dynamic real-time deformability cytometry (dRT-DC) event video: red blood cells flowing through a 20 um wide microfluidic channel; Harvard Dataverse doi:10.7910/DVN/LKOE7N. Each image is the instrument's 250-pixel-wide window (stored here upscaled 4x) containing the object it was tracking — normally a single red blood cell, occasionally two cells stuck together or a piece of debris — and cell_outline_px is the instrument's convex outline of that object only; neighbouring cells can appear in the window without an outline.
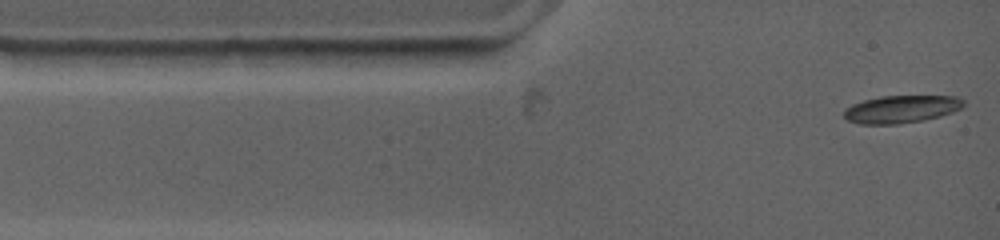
{"species": "common noctule bat (a hibernating species)", "species_latin": "Nyctalus noctula", "temperature_condition": "warm", "stored_images_in_passage": 26, "camera_frame_rate_fps": 4500, "um_per_image_px": 0.085, "animal": {"sex": "female", "body_mass_g": 19.0, "forearm_length_mm": 53.3}, "frame": {"image": 1, "passage_image": 1, "time_ms": 0.0, "image_size_px": [1000, 240], "cell_outline_px": [[964, 104], [960, 108], [952, 112], [940, 116], [924, 120], [896, 124], [860, 124], [848, 120], [844, 116], [844, 108], [852, 104], [864, 100], [880, 96], [956, 96], [964, 100]], "centroid_in_image_um": [76.59, 9.27], "position_along_channel_um": 8.4, "area_um2": 19.19}}
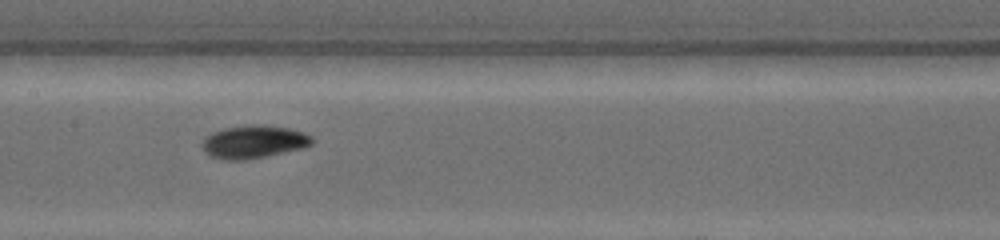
{"frame": {"image": 2, "passage_image": 15, "time_ms": 5.778, "image_size_px": [1000, 240], "cell_outline_px": [[312, 144], [264, 156], [236, 160], [228, 160], [212, 156], [204, 148], [204, 140], [212, 132], [224, 128], [244, 124], [264, 124], [288, 128], [304, 132], [312, 136]], "centroid_in_image_um": [21.57, 12.0], "position_along_channel_um": 185.8, "area_um2": 20.4}}
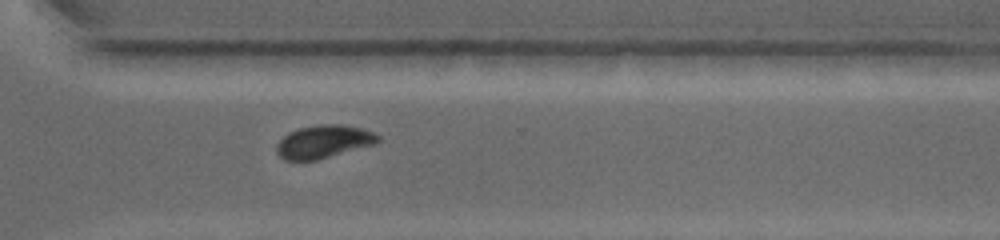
{"frame": {"image": 3, "passage_image": 26, "time_ms": 10.0, "image_size_px": [1000, 240], "cell_outline_px": [[380, 140], [376, 144], [316, 160], [284, 160], [276, 152], [276, 144], [288, 132], [300, 128], [320, 124], [344, 124], [360, 128], [372, 132], [380, 136]], "centroid_in_image_um": [27.51, 12.04], "position_along_channel_um": 343.1, "area_um2": 19.48}}